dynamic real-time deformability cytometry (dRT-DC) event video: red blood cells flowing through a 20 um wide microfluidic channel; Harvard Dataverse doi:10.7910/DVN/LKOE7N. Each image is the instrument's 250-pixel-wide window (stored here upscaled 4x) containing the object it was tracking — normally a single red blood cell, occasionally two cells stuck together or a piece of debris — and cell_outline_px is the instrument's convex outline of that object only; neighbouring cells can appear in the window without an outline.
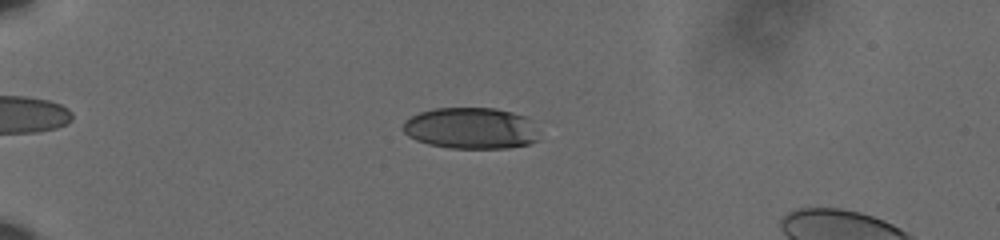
{"species": "human", "species_latin": "Homo sapiens", "temperature_condition": "cold", "stored_images_in_passage": 60, "camera_frame_rate_fps": 3000, "um_per_image_px": 0.085, "donor": {"sex": "male"}, "frame": {"image": 1, "passage_image": 18, "time_ms": 5.667, "image_size_px": [1000, 240], "cell_outline_px": [[540, 140], [528, 144], [508, 148], [448, 148], [428, 144], [416, 140], [408, 136], [400, 128], [404, 120], [420, 112], [436, 108], [496, 108], [512, 112], [524, 116], [528, 120]], "centroid_in_image_um": [39.96, 10.9], "position_along_channel_um": 45.0, "area_um2": 32.77}}
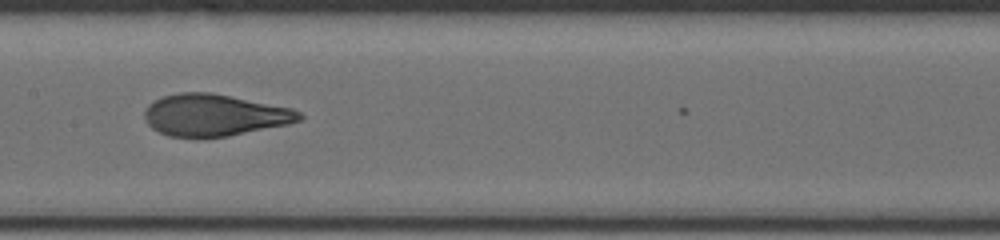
{"frame": {"image": 2, "passage_image": 34, "time_ms": 11.0, "image_size_px": [1000, 240], "cell_outline_px": [[304, 116], [300, 120], [288, 124], [228, 136], [168, 136], [152, 128], [144, 120], [144, 108], [148, 104], [160, 96], [180, 92], [208, 92], [292, 108], [300, 112]], "centroid_in_image_um": [18.18, 9.77], "position_along_channel_um": 189.2, "area_um2": 37.45}}
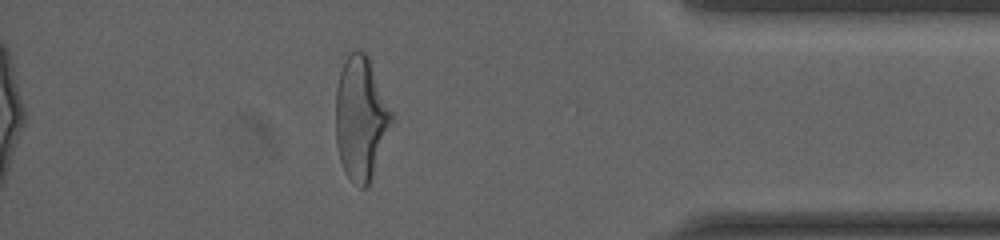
{"frame": {"image": 3, "passage_image": 54, "time_ms": 17.667, "image_size_px": [1000, 240], "cell_outline_px": [[392, 120], [368, 184], [364, 188], [360, 188], [344, 172], [340, 160], [336, 144], [336, 88], [340, 72], [344, 60], [352, 52], [364, 52], [368, 56], [392, 112]], "centroid_in_image_um": [30.63, 10.03], "position_along_channel_um": 404.6, "area_um2": 39.07}, "authors_computed_cell_mechanics": {"area_um2": 37.2232, "velocity_mm_per_s": 3.6111, "shape_relaxation_time_tau1_ms": 4.7307, "shape_relaxation_time_tau2_ms": 0.7238, "deformation_change_tau1": 0.1906, "deformation_change_tau2": 0.0723}}